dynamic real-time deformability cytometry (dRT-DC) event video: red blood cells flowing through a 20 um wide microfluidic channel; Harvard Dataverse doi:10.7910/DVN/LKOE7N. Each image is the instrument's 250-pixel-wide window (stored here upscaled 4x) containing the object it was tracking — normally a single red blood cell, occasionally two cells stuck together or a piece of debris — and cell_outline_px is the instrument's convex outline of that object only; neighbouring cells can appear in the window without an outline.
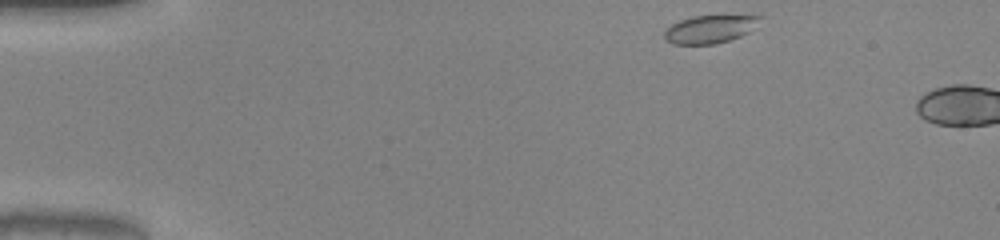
{"species": "common noctule bat (a hibernating species)", "species_latin": "Nyctalus noctula", "temperature_condition": "warm", "stored_images_in_passage": 4, "camera_frame_rate_fps": 3000, "um_per_image_px": 0.085, "animal": {"sex": "male", "body_mass_g": 20.0, "forearm_length_mm": 53.3}, "frame": {"image": 1, "passage_image": 1, "time_ms": 0.0, "image_size_px": [1000, 240], "cell_outline_px": [[764, 16], [748, 32], [740, 36], [716, 44], [672, 44], [664, 36], [664, 32], [672, 24], [680, 20], [692, 16]], "centroid_in_image_um": [60.31, 2.48], "position_along_channel_um": 24.7, "area_um2": 15.2}}